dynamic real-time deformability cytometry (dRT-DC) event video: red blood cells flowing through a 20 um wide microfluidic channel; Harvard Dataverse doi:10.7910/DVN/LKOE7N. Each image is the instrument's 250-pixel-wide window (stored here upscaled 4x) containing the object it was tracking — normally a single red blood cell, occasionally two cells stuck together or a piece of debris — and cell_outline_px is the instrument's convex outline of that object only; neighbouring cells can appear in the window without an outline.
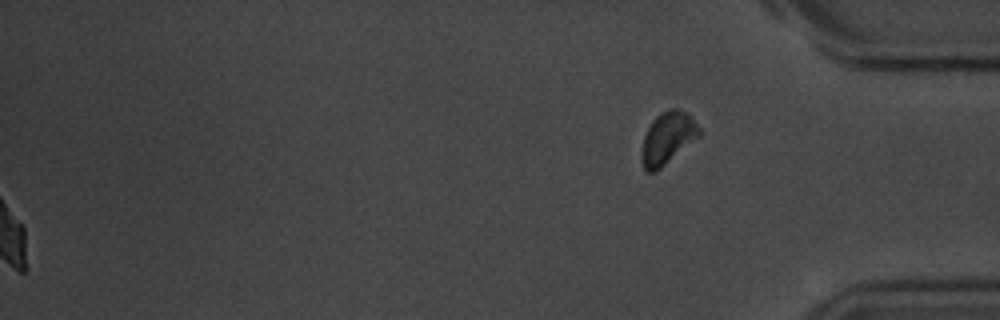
{"species": "common noctule bat (a hibernating species)", "species_latin": "Nyctalus noctula", "temperature_condition": "room temperature", "stored_images_in_passage": 58, "segment_of_instrument_passage": [2, 2], "camera_frame_rate_fps": 3000, "um_per_image_px": 0.085, "animal": {"sex": "male", "body_mass_g": 20.1, "forearm_length_mm": 53.5}, "frame": {"image": 1, "passage_image": 58, "time_ms": 19.0, "image_size_px": [1000, 320], "cell_outline_px": [[704, 132], [700, 136], [656, 172], [648, 172], [644, 168], [640, 160], [640, 156], [644, 136], [652, 120], [660, 112], [672, 108], [676, 108], [684, 112]], "centroid_in_image_um": [56.73, 11.76], "position_along_channel_um": 378.5, "area_um2": 17.46}}